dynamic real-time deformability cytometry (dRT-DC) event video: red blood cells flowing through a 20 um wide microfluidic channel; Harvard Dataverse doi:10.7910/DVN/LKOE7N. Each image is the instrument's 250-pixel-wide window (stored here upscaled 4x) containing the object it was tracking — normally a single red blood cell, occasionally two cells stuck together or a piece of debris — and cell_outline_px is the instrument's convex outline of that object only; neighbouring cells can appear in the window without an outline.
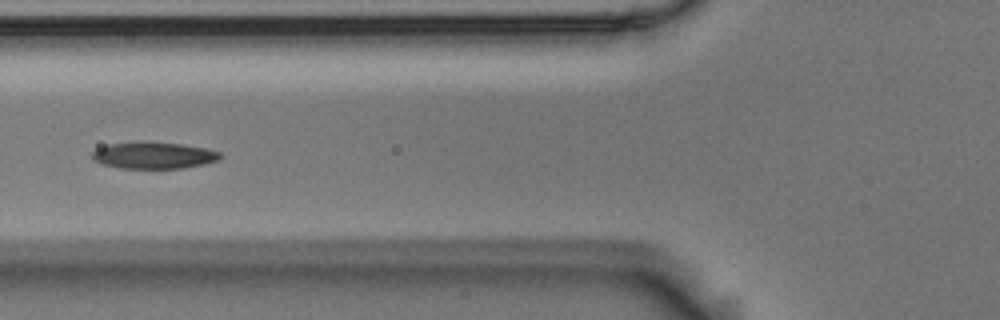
{"species": "Egyptian fruit bat (a non-hibernating species)", "species_latin": "Rousettus aegyptiacus", "temperature_condition": "room temperature", "stored_images_in_passage": 5, "camera_frame_rate_fps": 3000, "um_per_image_px": 0.085, "animal": {"sex": "male"}, "frame": {"image": 1, "passage_image": 5, "time_ms": 1.333, "image_size_px": [1000, 320], "cell_outline_px": [[220, 160], [204, 164], [184, 168], [120, 168], [100, 164], [92, 160], [92, 152], [96, 148], [108, 144], [140, 140], [148, 140], [184, 144], [208, 148], [220, 152]], "centroid_in_image_um": [13.03, 13.18], "position_along_channel_um": 112.8, "area_um2": 20.58}}